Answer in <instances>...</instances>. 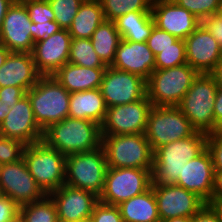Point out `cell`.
Here are the masks:
<instances>
[{
    "label": "cell",
    "mask_w": 222,
    "mask_h": 222,
    "mask_svg": "<svg viewBox=\"0 0 222 222\" xmlns=\"http://www.w3.org/2000/svg\"><path fill=\"white\" fill-rule=\"evenodd\" d=\"M206 148L207 134L201 131L157 148L153 154L152 184H175L184 165Z\"/></svg>",
    "instance_id": "1"
},
{
    "label": "cell",
    "mask_w": 222,
    "mask_h": 222,
    "mask_svg": "<svg viewBox=\"0 0 222 222\" xmlns=\"http://www.w3.org/2000/svg\"><path fill=\"white\" fill-rule=\"evenodd\" d=\"M42 140L65 156L92 151L101 146V125L67 117L46 128Z\"/></svg>",
    "instance_id": "2"
},
{
    "label": "cell",
    "mask_w": 222,
    "mask_h": 222,
    "mask_svg": "<svg viewBox=\"0 0 222 222\" xmlns=\"http://www.w3.org/2000/svg\"><path fill=\"white\" fill-rule=\"evenodd\" d=\"M70 94L53 75L41 76L26 92L42 131L69 116Z\"/></svg>",
    "instance_id": "3"
},
{
    "label": "cell",
    "mask_w": 222,
    "mask_h": 222,
    "mask_svg": "<svg viewBox=\"0 0 222 222\" xmlns=\"http://www.w3.org/2000/svg\"><path fill=\"white\" fill-rule=\"evenodd\" d=\"M108 168L152 169L153 150L145 133L102 135Z\"/></svg>",
    "instance_id": "4"
},
{
    "label": "cell",
    "mask_w": 222,
    "mask_h": 222,
    "mask_svg": "<svg viewBox=\"0 0 222 222\" xmlns=\"http://www.w3.org/2000/svg\"><path fill=\"white\" fill-rule=\"evenodd\" d=\"M218 89L211 74H199L178 104V108L197 130L214 132V103Z\"/></svg>",
    "instance_id": "5"
},
{
    "label": "cell",
    "mask_w": 222,
    "mask_h": 222,
    "mask_svg": "<svg viewBox=\"0 0 222 222\" xmlns=\"http://www.w3.org/2000/svg\"><path fill=\"white\" fill-rule=\"evenodd\" d=\"M198 75L188 63L154 70L146 81L147 97L154 106H178Z\"/></svg>",
    "instance_id": "6"
},
{
    "label": "cell",
    "mask_w": 222,
    "mask_h": 222,
    "mask_svg": "<svg viewBox=\"0 0 222 222\" xmlns=\"http://www.w3.org/2000/svg\"><path fill=\"white\" fill-rule=\"evenodd\" d=\"M23 158L29 172L47 195L65 184L66 156L43 140L26 145Z\"/></svg>",
    "instance_id": "7"
},
{
    "label": "cell",
    "mask_w": 222,
    "mask_h": 222,
    "mask_svg": "<svg viewBox=\"0 0 222 222\" xmlns=\"http://www.w3.org/2000/svg\"><path fill=\"white\" fill-rule=\"evenodd\" d=\"M107 168L102 146L92 151L70 154L65 161V184L99 196L103 191Z\"/></svg>",
    "instance_id": "8"
},
{
    "label": "cell",
    "mask_w": 222,
    "mask_h": 222,
    "mask_svg": "<svg viewBox=\"0 0 222 222\" xmlns=\"http://www.w3.org/2000/svg\"><path fill=\"white\" fill-rule=\"evenodd\" d=\"M197 130L177 106H154L149 112L145 136L153 152L170 142L192 136Z\"/></svg>",
    "instance_id": "9"
},
{
    "label": "cell",
    "mask_w": 222,
    "mask_h": 222,
    "mask_svg": "<svg viewBox=\"0 0 222 222\" xmlns=\"http://www.w3.org/2000/svg\"><path fill=\"white\" fill-rule=\"evenodd\" d=\"M151 170L129 167L107 168L99 201L118 206L123 201L146 192L152 186Z\"/></svg>",
    "instance_id": "10"
},
{
    "label": "cell",
    "mask_w": 222,
    "mask_h": 222,
    "mask_svg": "<svg viewBox=\"0 0 222 222\" xmlns=\"http://www.w3.org/2000/svg\"><path fill=\"white\" fill-rule=\"evenodd\" d=\"M153 104L147 95L133 103L108 107L101 125L102 135L145 133L147 119Z\"/></svg>",
    "instance_id": "11"
},
{
    "label": "cell",
    "mask_w": 222,
    "mask_h": 222,
    "mask_svg": "<svg viewBox=\"0 0 222 222\" xmlns=\"http://www.w3.org/2000/svg\"><path fill=\"white\" fill-rule=\"evenodd\" d=\"M2 194L19 206L43 199L47 194L29 172L24 158L0 165Z\"/></svg>",
    "instance_id": "12"
},
{
    "label": "cell",
    "mask_w": 222,
    "mask_h": 222,
    "mask_svg": "<svg viewBox=\"0 0 222 222\" xmlns=\"http://www.w3.org/2000/svg\"><path fill=\"white\" fill-rule=\"evenodd\" d=\"M99 89L107 107L133 103L147 95L145 79L111 66H107Z\"/></svg>",
    "instance_id": "13"
},
{
    "label": "cell",
    "mask_w": 222,
    "mask_h": 222,
    "mask_svg": "<svg viewBox=\"0 0 222 222\" xmlns=\"http://www.w3.org/2000/svg\"><path fill=\"white\" fill-rule=\"evenodd\" d=\"M160 221L175 217H192L206 203L195 193L176 184H152Z\"/></svg>",
    "instance_id": "14"
},
{
    "label": "cell",
    "mask_w": 222,
    "mask_h": 222,
    "mask_svg": "<svg viewBox=\"0 0 222 222\" xmlns=\"http://www.w3.org/2000/svg\"><path fill=\"white\" fill-rule=\"evenodd\" d=\"M54 201L59 222H79L91 218L99 196L64 184L48 194Z\"/></svg>",
    "instance_id": "15"
},
{
    "label": "cell",
    "mask_w": 222,
    "mask_h": 222,
    "mask_svg": "<svg viewBox=\"0 0 222 222\" xmlns=\"http://www.w3.org/2000/svg\"><path fill=\"white\" fill-rule=\"evenodd\" d=\"M31 23L25 4L14 1L0 29V43L10 52L32 53L34 41L30 31Z\"/></svg>",
    "instance_id": "16"
},
{
    "label": "cell",
    "mask_w": 222,
    "mask_h": 222,
    "mask_svg": "<svg viewBox=\"0 0 222 222\" xmlns=\"http://www.w3.org/2000/svg\"><path fill=\"white\" fill-rule=\"evenodd\" d=\"M187 63L199 74H211L222 59V46L200 24L186 39Z\"/></svg>",
    "instance_id": "17"
},
{
    "label": "cell",
    "mask_w": 222,
    "mask_h": 222,
    "mask_svg": "<svg viewBox=\"0 0 222 222\" xmlns=\"http://www.w3.org/2000/svg\"><path fill=\"white\" fill-rule=\"evenodd\" d=\"M71 39L68 29H61L34 43L32 56L37 71L42 76H52L68 63Z\"/></svg>",
    "instance_id": "18"
},
{
    "label": "cell",
    "mask_w": 222,
    "mask_h": 222,
    "mask_svg": "<svg viewBox=\"0 0 222 222\" xmlns=\"http://www.w3.org/2000/svg\"><path fill=\"white\" fill-rule=\"evenodd\" d=\"M151 14L157 28L178 39L185 40L201 24L195 15L173 0H153Z\"/></svg>",
    "instance_id": "19"
},
{
    "label": "cell",
    "mask_w": 222,
    "mask_h": 222,
    "mask_svg": "<svg viewBox=\"0 0 222 222\" xmlns=\"http://www.w3.org/2000/svg\"><path fill=\"white\" fill-rule=\"evenodd\" d=\"M0 135L17 139L26 145L42 140L43 131L35 121L27 95L23 96L0 123Z\"/></svg>",
    "instance_id": "20"
},
{
    "label": "cell",
    "mask_w": 222,
    "mask_h": 222,
    "mask_svg": "<svg viewBox=\"0 0 222 222\" xmlns=\"http://www.w3.org/2000/svg\"><path fill=\"white\" fill-rule=\"evenodd\" d=\"M214 177L212 157L206 148L200 155L184 165L182 174L175 184L195 193L207 204L212 198Z\"/></svg>",
    "instance_id": "21"
},
{
    "label": "cell",
    "mask_w": 222,
    "mask_h": 222,
    "mask_svg": "<svg viewBox=\"0 0 222 222\" xmlns=\"http://www.w3.org/2000/svg\"><path fill=\"white\" fill-rule=\"evenodd\" d=\"M118 70L127 71L145 79L155 70V55L147 42L121 40L110 65Z\"/></svg>",
    "instance_id": "22"
},
{
    "label": "cell",
    "mask_w": 222,
    "mask_h": 222,
    "mask_svg": "<svg viewBox=\"0 0 222 222\" xmlns=\"http://www.w3.org/2000/svg\"><path fill=\"white\" fill-rule=\"evenodd\" d=\"M41 76L37 71L32 53L11 52L0 67V88L16 86L27 92Z\"/></svg>",
    "instance_id": "23"
},
{
    "label": "cell",
    "mask_w": 222,
    "mask_h": 222,
    "mask_svg": "<svg viewBox=\"0 0 222 222\" xmlns=\"http://www.w3.org/2000/svg\"><path fill=\"white\" fill-rule=\"evenodd\" d=\"M106 68H89L66 63L53 76L69 92L99 89Z\"/></svg>",
    "instance_id": "24"
},
{
    "label": "cell",
    "mask_w": 222,
    "mask_h": 222,
    "mask_svg": "<svg viewBox=\"0 0 222 222\" xmlns=\"http://www.w3.org/2000/svg\"><path fill=\"white\" fill-rule=\"evenodd\" d=\"M107 105L100 89L72 92L69 102V116L102 125L107 112Z\"/></svg>",
    "instance_id": "25"
},
{
    "label": "cell",
    "mask_w": 222,
    "mask_h": 222,
    "mask_svg": "<svg viewBox=\"0 0 222 222\" xmlns=\"http://www.w3.org/2000/svg\"><path fill=\"white\" fill-rule=\"evenodd\" d=\"M118 208L124 222H161L152 187L138 196L123 201Z\"/></svg>",
    "instance_id": "26"
},
{
    "label": "cell",
    "mask_w": 222,
    "mask_h": 222,
    "mask_svg": "<svg viewBox=\"0 0 222 222\" xmlns=\"http://www.w3.org/2000/svg\"><path fill=\"white\" fill-rule=\"evenodd\" d=\"M114 22L121 38L132 42H147L155 26L151 11H132Z\"/></svg>",
    "instance_id": "27"
},
{
    "label": "cell",
    "mask_w": 222,
    "mask_h": 222,
    "mask_svg": "<svg viewBox=\"0 0 222 222\" xmlns=\"http://www.w3.org/2000/svg\"><path fill=\"white\" fill-rule=\"evenodd\" d=\"M105 20L99 0L82 2L71 26V38L90 39L97 27Z\"/></svg>",
    "instance_id": "28"
},
{
    "label": "cell",
    "mask_w": 222,
    "mask_h": 222,
    "mask_svg": "<svg viewBox=\"0 0 222 222\" xmlns=\"http://www.w3.org/2000/svg\"><path fill=\"white\" fill-rule=\"evenodd\" d=\"M98 57L106 66H110L115 52L122 40L114 21L104 20L90 38Z\"/></svg>",
    "instance_id": "29"
},
{
    "label": "cell",
    "mask_w": 222,
    "mask_h": 222,
    "mask_svg": "<svg viewBox=\"0 0 222 222\" xmlns=\"http://www.w3.org/2000/svg\"><path fill=\"white\" fill-rule=\"evenodd\" d=\"M68 63L89 68H107L98 57L90 39L72 38Z\"/></svg>",
    "instance_id": "30"
},
{
    "label": "cell",
    "mask_w": 222,
    "mask_h": 222,
    "mask_svg": "<svg viewBox=\"0 0 222 222\" xmlns=\"http://www.w3.org/2000/svg\"><path fill=\"white\" fill-rule=\"evenodd\" d=\"M26 222H59L57 209L49 195L43 199L20 206Z\"/></svg>",
    "instance_id": "31"
},
{
    "label": "cell",
    "mask_w": 222,
    "mask_h": 222,
    "mask_svg": "<svg viewBox=\"0 0 222 222\" xmlns=\"http://www.w3.org/2000/svg\"><path fill=\"white\" fill-rule=\"evenodd\" d=\"M105 20L115 21L132 11H151L153 0H99Z\"/></svg>",
    "instance_id": "32"
},
{
    "label": "cell",
    "mask_w": 222,
    "mask_h": 222,
    "mask_svg": "<svg viewBox=\"0 0 222 222\" xmlns=\"http://www.w3.org/2000/svg\"><path fill=\"white\" fill-rule=\"evenodd\" d=\"M186 63V44L184 39H178L171 47L163 49L155 56V70L171 68Z\"/></svg>",
    "instance_id": "33"
},
{
    "label": "cell",
    "mask_w": 222,
    "mask_h": 222,
    "mask_svg": "<svg viewBox=\"0 0 222 222\" xmlns=\"http://www.w3.org/2000/svg\"><path fill=\"white\" fill-rule=\"evenodd\" d=\"M48 2L55 15L54 21L62 29H68L71 26L82 3L81 0H48Z\"/></svg>",
    "instance_id": "34"
},
{
    "label": "cell",
    "mask_w": 222,
    "mask_h": 222,
    "mask_svg": "<svg viewBox=\"0 0 222 222\" xmlns=\"http://www.w3.org/2000/svg\"><path fill=\"white\" fill-rule=\"evenodd\" d=\"M178 6L185 8L200 21L218 14L221 0H173Z\"/></svg>",
    "instance_id": "35"
},
{
    "label": "cell",
    "mask_w": 222,
    "mask_h": 222,
    "mask_svg": "<svg viewBox=\"0 0 222 222\" xmlns=\"http://www.w3.org/2000/svg\"><path fill=\"white\" fill-rule=\"evenodd\" d=\"M25 148L22 141L0 135V165L21 160Z\"/></svg>",
    "instance_id": "36"
},
{
    "label": "cell",
    "mask_w": 222,
    "mask_h": 222,
    "mask_svg": "<svg viewBox=\"0 0 222 222\" xmlns=\"http://www.w3.org/2000/svg\"><path fill=\"white\" fill-rule=\"evenodd\" d=\"M24 4L33 23L54 21L55 15L48 0L25 2Z\"/></svg>",
    "instance_id": "37"
},
{
    "label": "cell",
    "mask_w": 222,
    "mask_h": 222,
    "mask_svg": "<svg viewBox=\"0 0 222 222\" xmlns=\"http://www.w3.org/2000/svg\"><path fill=\"white\" fill-rule=\"evenodd\" d=\"M178 38L170 33L163 31L156 26L153 27L151 34L147 40L149 49L156 56L163 49L171 47V45L176 42Z\"/></svg>",
    "instance_id": "38"
},
{
    "label": "cell",
    "mask_w": 222,
    "mask_h": 222,
    "mask_svg": "<svg viewBox=\"0 0 222 222\" xmlns=\"http://www.w3.org/2000/svg\"><path fill=\"white\" fill-rule=\"evenodd\" d=\"M92 222H124L118 206L98 202L91 214Z\"/></svg>",
    "instance_id": "39"
},
{
    "label": "cell",
    "mask_w": 222,
    "mask_h": 222,
    "mask_svg": "<svg viewBox=\"0 0 222 222\" xmlns=\"http://www.w3.org/2000/svg\"><path fill=\"white\" fill-rule=\"evenodd\" d=\"M209 150L215 171H222V129L207 134Z\"/></svg>",
    "instance_id": "40"
},
{
    "label": "cell",
    "mask_w": 222,
    "mask_h": 222,
    "mask_svg": "<svg viewBox=\"0 0 222 222\" xmlns=\"http://www.w3.org/2000/svg\"><path fill=\"white\" fill-rule=\"evenodd\" d=\"M31 36L34 43L43 40L45 37H49L52 34L58 32L62 28L55 21H47L45 23H31L30 26Z\"/></svg>",
    "instance_id": "41"
},
{
    "label": "cell",
    "mask_w": 222,
    "mask_h": 222,
    "mask_svg": "<svg viewBox=\"0 0 222 222\" xmlns=\"http://www.w3.org/2000/svg\"><path fill=\"white\" fill-rule=\"evenodd\" d=\"M201 24L211 33V35L222 46V17L219 14L206 17Z\"/></svg>",
    "instance_id": "42"
},
{
    "label": "cell",
    "mask_w": 222,
    "mask_h": 222,
    "mask_svg": "<svg viewBox=\"0 0 222 222\" xmlns=\"http://www.w3.org/2000/svg\"><path fill=\"white\" fill-rule=\"evenodd\" d=\"M20 212V206L9 197L3 195L0 198V222H7Z\"/></svg>",
    "instance_id": "43"
},
{
    "label": "cell",
    "mask_w": 222,
    "mask_h": 222,
    "mask_svg": "<svg viewBox=\"0 0 222 222\" xmlns=\"http://www.w3.org/2000/svg\"><path fill=\"white\" fill-rule=\"evenodd\" d=\"M25 95L21 87L5 86L0 88V103L16 104Z\"/></svg>",
    "instance_id": "44"
},
{
    "label": "cell",
    "mask_w": 222,
    "mask_h": 222,
    "mask_svg": "<svg viewBox=\"0 0 222 222\" xmlns=\"http://www.w3.org/2000/svg\"><path fill=\"white\" fill-rule=\"evenodd\" d=\"M192 222H221L213 209L205 204L195 215L192 216Z\"/></svg>",
    "instance_id": "45"
},
{
    "label": "cell",
    "mask_w": 222,
    "mask_h": 222,
    "mask_svg": "<svg viewBox=\"0 0 222 222\" xmlns=\"http://www.w3.org/2000/svg\"><path fill=\"white\" fill-rule=\"evenodd\" d=\"M214 132L222 129V88L217 89L214 103Z\"/></svg>",
    "instance_id": "46"
},
{
    "label": "cell",
    "mask_w": 222,
    "mask_h": 222,
    "mask_svg": "<svg viewBox=\"0 0 222 222\" xmlns=\"http://www.w3.org/2000/svg\"><path fill=\"white\" fill-rule=\"evenodd\" d=\"M212 198H222V171H215Z\"/></svg>",
    "instance_id": "47"
},
{
    "label": "cell",
    "mask_w": 222,
    "mask_h": 222,
    "mask_svg": "<svg viewBox=\"0 0 222 222\" xmlns=\"http://www.w3.org/2000/svg\"><path fill=\"white\" fill-rule=\"evenodd\" d=\"M207 204L213 209L222 222V198H211Z\"/></svg>",
    "instance_id": "48"
},
{
    "label": "cell",
    "mask_w": 222,
    "mask_h": 222,
    "mask_svg": "<svg viewBox=\"0 0 222 222\" xmlns=\"http://www.w3.org/2000/svg\"><path fill=\"white\" fill-rule=\"evenodd\" d=\"M15 0H0V29L4 20V17Z\"/></svg>",
    "instance_id": "49"
},
{
    "label": "cell",
    "mask_w": 222,
    "mask_h": 222,
    "mask_svg": "<svg viewBox=\"0 0 222 222\" xmlns=\"http://www.w3.org/2000/svg\"><path fill=\"white\" fill-rule=\"evenodd\" d=\"M211 75L215 78L217 86L219 88H222V59L221 61L217 64L216 68L214 71L211 73Z\"/></svg>",
    "instance_id": "50"
},
{
    "label": "cell",
    "mask_w": 222,
    "mask_h": 222,
    "mask_svg": "<svg viewBox=\"0 0 222 222\" xmlns=\"http://www.w3.org/2000/svg\"><path fill=\"white\" fill-rule=\"evenodd\" d=\"M15 104H5V103H0V123L6 118L7 114L10 112V109L14 106Z\"/></svg>",
    "instance_id": "51"
},
{
    "label": "cell",
    "mask_w": 222,
    "mask_h": 222,
    "mask_svg": "<svg viewBox=\"0 0 222 222\" xmlns=\"http://www.w3.org/2000/svg\"><path fill=\"white\" fill-rule=\"evenodd\" d=\"M11 52L0 43V67L5 63L6 58Z\"/></svg>",
    "instance_id": "52"
},
{
    "label": "cell",
    "mask_w": 222,
    "mask_h": 222,
    "mask_svg": "<svg viewBox=\"0 0 222 222\" xmlns=\"http://www.w3.org/2000/svg\"><path fill=\"white\" fill-rule=\"evenodd\" d=\"M161 222H192V217H175Z\"/></svg>",
    "instance_id": "53"
},
{
    "label": "cell",
    "mask_w": 222,
    "mask_h": 222,
    "mask_svg": "<svg viewBox=\"0 0 222 222\" xmlns=\"http://www.w3.org/2000/svg\"><path fill=\"white\" fill-rule=\"evenodd\" d=\"M7 222H26L25 217L21 212H18L14 217L9 219Z\"/></svg>",
    "instance_id": "54"
},
{
    "label": "cell",
    "mask_w": 222,
    "mask_h": 222,
    "mask_svg": "<svg viewBox=\"0 0 222 222\" xmlns=\"http://www.w3.org/2000/svg\"><path fill=\"white\" fill-rule=\"evenodd\" d=\"M19 3L32 2V1H44V0H15Z\"/></svg>",
    "instance_id": "55"
},
{
    "label": "cell",
    "mask_w": 222,
    "mask_h": 222,
    "mask_svg": "<svg viewBox=\"0 0 222 222\" xmlns=\"http://www.w3.org/2000/svg\"><path fill=\"white\" fill-rule=\"evenodd\" d=\"M218 14L222 17V0H221V3H220Z\"/></svg>",
    "instance_id": "56"
},
{
    "label": "cell",
    "mask_w": 222,
    "mask_h": 222,
    "mask_svg": "<svg viewBox=\"0 0 222 222\" xmlns=\"http://www.w3.org/2000/svg\"><path fill=\"white\" fill-rule=\"evenodd\" d=\"M79 222H92L91 219H87V220H83V221H79Z\"/></svg>",
    "instance_id": "57"
},
{
    "label": "cell",
    "mask_w": 222,
    "mask_h": 222,
    "mask_svg": "<svg viewBox=\"0 0 222 222\" xmlns=\"http://www.w3.org/2000/svg\"><path fill=\"white\" fill-rule=\"evenodd\" d=\"M3 196L2 191H1V187H0V198Z\"/></svg>",
    "instance_id": "58"
}]
</instances>
